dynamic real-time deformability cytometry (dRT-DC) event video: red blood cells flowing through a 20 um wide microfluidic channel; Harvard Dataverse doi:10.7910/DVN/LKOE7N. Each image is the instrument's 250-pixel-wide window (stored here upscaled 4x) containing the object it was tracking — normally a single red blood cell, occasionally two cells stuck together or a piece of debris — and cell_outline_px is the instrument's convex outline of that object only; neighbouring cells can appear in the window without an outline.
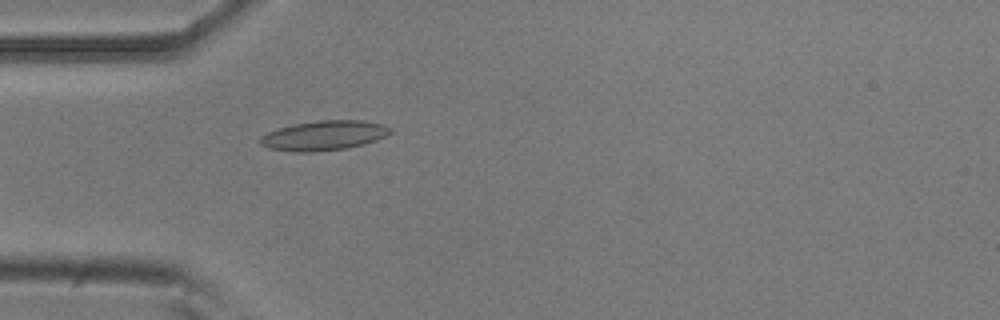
{"species": "common noctule bat (a hibernating species)", "species_latin": "Nyctalus noctula", "temperature_condition": "room temperature", "stored_images_in_passage": 52, "camera_frame_rate_fps": 3000, "um_per_image_px": 0.085, "animal": {"sex": "male", "body_mass_g": 20.5, "forearm_length_mm": 52.5}, "frame": {"image": 1, "passage_image": 15, "time_ms": 4.667, "image_size_px": [1000, 320], "cell_outline_px": [[392, 132], [376, 140], [364, 144], [344, 148], [316, 152], [292, 152], [268, 148], [260, 144], [260, 136], [268, 132], [280, 128], [296, 124], [316, 120], [364, 120], [384, 124], [392, 128]], "centroid_in_image_um": [27.54, 11.51], "position_along_channel_um": 57.5, "area_um2": 22.54}}
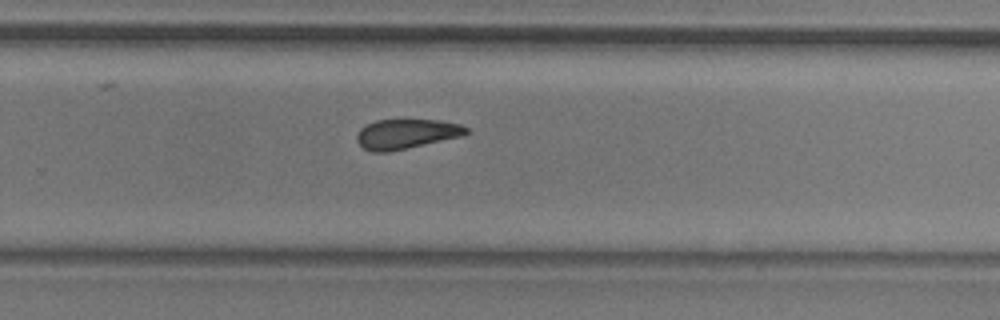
{"frame": {"image": 2, "passage_image": 34, "time_ms": 11.0, "image_size_px": [1000, 320], "cell_outline_px": [[468, 132], [464, 136], [388, 152], [372, 152], [364, 148], [356, 140], [356, 136], [360, 128], [376, 120], [444, 120], [460, 124], [468, 128]], "centroid_in_image_um": [34.56, 11.38], "position_along_channel_um": 295.2, "area_um2": 19.02}}
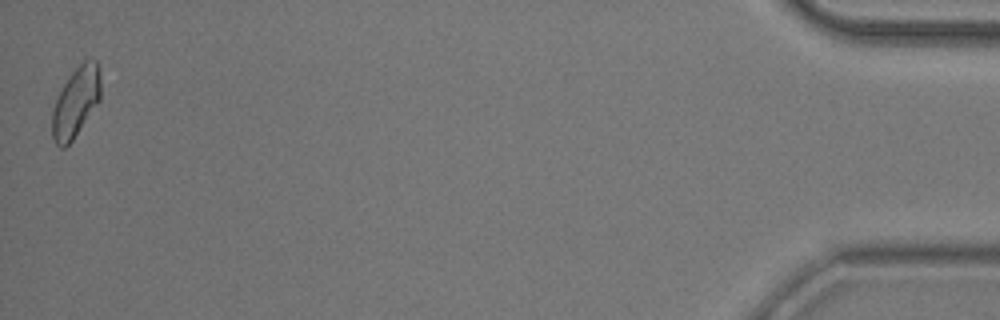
{"frame": {"image": 3, "passage_image": 52, "time_ms": 17.0, "image_size_px": [1000, 320], "cell_outline_px": [[100, 100], [72, 140], [64, 148], [60, 148], [56, 144], [52, 136], [52, 112], [56, 100], [64, 84], [72, 72], [84, 60], [96, 60], [100, 80]], "centroid_in_image_um": [6.43, 8.7], "position_along_channel_um": 428.8, "area_um2": 19.31}, "authors_computed_cell_mechanics": {"area_um2": 20.0277, "velocity_mm_per_s": 3.8022, "shape_relaxation_time_tau1_ms": 3.9491, "shape_relaxation_time_tau2_ms": 2.2986, "deformation_change_tau1": 0.1155, "deformation_change_tau2": 0.0828}}